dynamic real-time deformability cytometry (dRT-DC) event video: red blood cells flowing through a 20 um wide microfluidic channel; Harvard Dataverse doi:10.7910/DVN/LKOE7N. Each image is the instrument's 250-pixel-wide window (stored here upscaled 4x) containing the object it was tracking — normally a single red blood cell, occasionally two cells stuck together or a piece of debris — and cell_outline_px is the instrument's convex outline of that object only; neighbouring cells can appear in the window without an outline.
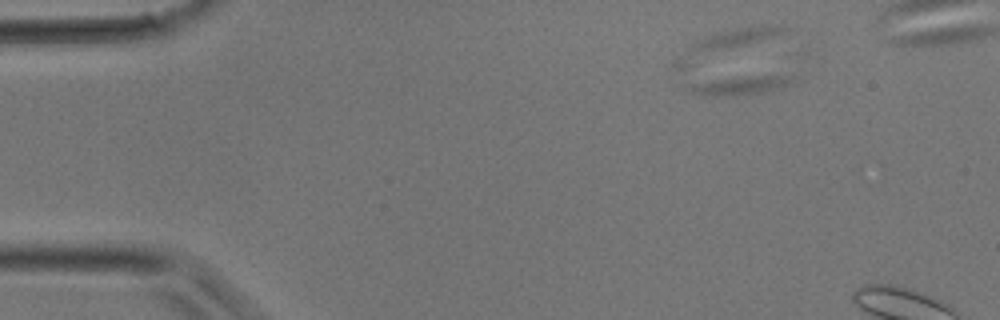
{"species": "common noctule bat (a hibernating species)", "species_latin": "Nyctalus noctula", "temperature_condition": "room temperature", "stored_images_in_passage": 7, "segment_of_instrument_passage": [2, 2], "camera_frame_rate_fps": 3000, "um_per_image_px": 0.085, "animal": {"sex": "male", "body_mass_g": 17.9}, "frame": {"image": 1, "passage_image": 4, "time_ms": 1.0, "image_size_px": [1000, 320], "cell_outline_px": [[788, 84], [764, 92], [724, 96], [704, 96], [692, 92], [684, 88], [692, 84], [748, 76], [788, 76]], "centroid_in_image_um": [62.77, 7.29], "position_along_channel_um": 22.2, "area_um2": 10.35}}